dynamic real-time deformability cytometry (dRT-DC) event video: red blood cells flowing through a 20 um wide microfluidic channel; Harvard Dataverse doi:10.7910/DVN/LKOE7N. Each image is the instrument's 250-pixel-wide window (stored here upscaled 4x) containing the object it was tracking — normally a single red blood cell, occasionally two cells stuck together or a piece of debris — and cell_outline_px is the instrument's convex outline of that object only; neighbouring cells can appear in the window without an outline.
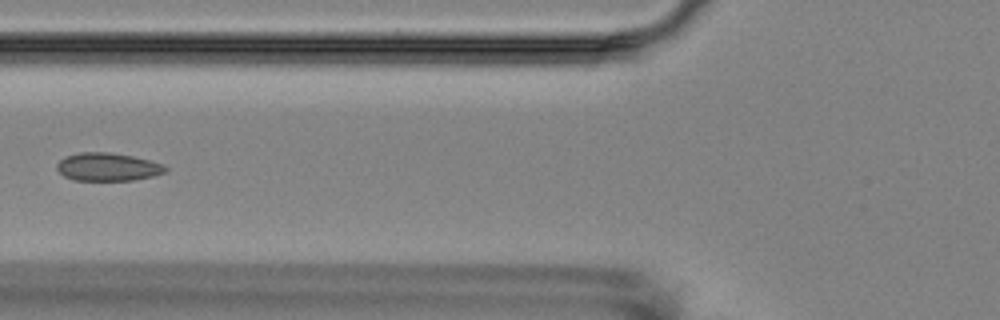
{"species": "Egyptian fruit bat (a non-hibernating species)", "species_latin": "Rousettus aegyptiacus", "temperature_condition": "room temperature", "stored_images_in_passage": 6, "camera_frame_rate_fps": 3000, "um_per_image_px": 0.085, "animal": {"sex": "female"}, "frame": {"image": 1, "passage_image": 6, "time_ms": 5.667, "image_size_px": [1000, 320], "cell_outline_px": [[168, 168], [164, 172], [152, 176], [132, 180], [72, 180], [64, 176], [56, 168], [56, 164], [64, 156], [80, 152], [108, 152], [132, 156], [164, 164]], "centroid_in_image_um": [9.12, 14.18], "position_along_channel_um": 116.7, "area_um2": 17.69}}